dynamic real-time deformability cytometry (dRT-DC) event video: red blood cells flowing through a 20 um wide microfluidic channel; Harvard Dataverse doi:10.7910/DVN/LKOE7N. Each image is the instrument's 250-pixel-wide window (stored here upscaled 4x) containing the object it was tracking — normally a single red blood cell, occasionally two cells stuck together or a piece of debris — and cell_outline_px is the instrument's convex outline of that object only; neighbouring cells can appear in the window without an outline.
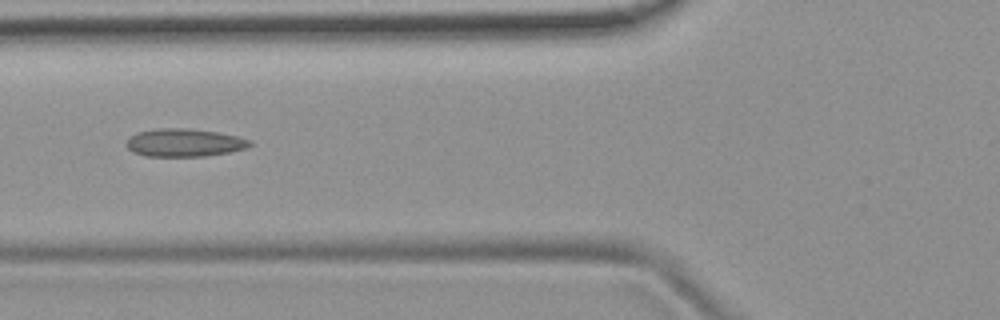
{"species": "common noctule bat (a hibernating species)", "species_latin": "Nyctalus noctula", "temperature_condition": "room temperature", "stored_images_in_passage": 2, "camera_frame_rate_fps": 3000, "um_per_image_px": 0.085, "animal": {"sex": "female", "body_mass_g": 19.9}, "frame": {"image": 1, "passage_image": 2, "time_ms": 1.333, "image_size_px": [1000, 320], "cell_outline_px": [[252, 144], [248, 148], [228, 152], [204, 156], [144, 156], [132, 152], [124, 144], [136, 132], [160, 128], [188, 128], [216, 132], [236, 136], [252, 140]], "centroid_in_image_um": [15.66, 12.13], "position_along_channel_um": 110.1, "area_um2": 20.11}}